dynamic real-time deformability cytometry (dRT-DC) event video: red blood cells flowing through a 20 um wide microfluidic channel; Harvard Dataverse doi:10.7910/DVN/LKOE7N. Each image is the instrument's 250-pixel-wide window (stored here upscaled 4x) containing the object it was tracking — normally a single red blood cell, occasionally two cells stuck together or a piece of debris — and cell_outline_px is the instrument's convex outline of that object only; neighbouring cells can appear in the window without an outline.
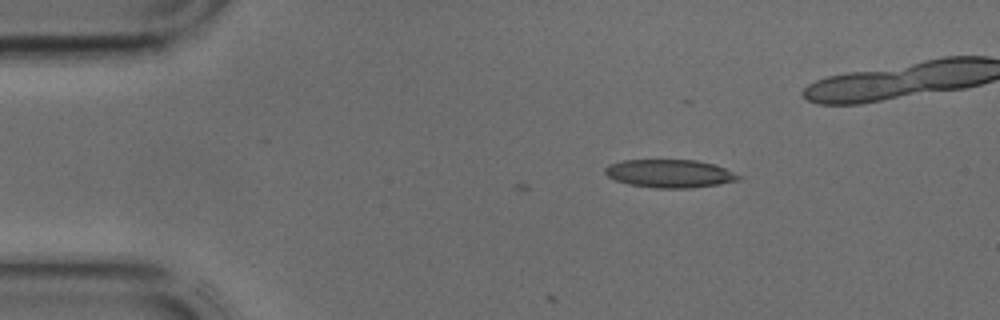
{"species": "common noctule bat (a hibernating species)", "species_latin": "Nyctalus noctula", "temperature_condition": "cold", "stored_images_in_passage": 10, "camera_frame_rate_fps": 3000, "um_per_image_px": 0.085, "animal": {"sex": "male", "body_mass_g": 17.9, "forearm_length_mm": 54.2}, "frame": {"image": 1, "passage_image": 1, "time_ms": 0.0, "image_size_px": [1000, 320], "cell_outline_px": [[744, 176], [740, 180], [720, 184], [692, 188], [656, 188], [628, 184], [616, 180], [608, 176], [604, 172], [604, 168], [608, 164], [624, 160], [696, 160], [712, 164], [724, 168]], "centroid_in_image_um": [56.94, 14.76], "position_along_channel_um": 28.1, "area_um2": 21.96}}